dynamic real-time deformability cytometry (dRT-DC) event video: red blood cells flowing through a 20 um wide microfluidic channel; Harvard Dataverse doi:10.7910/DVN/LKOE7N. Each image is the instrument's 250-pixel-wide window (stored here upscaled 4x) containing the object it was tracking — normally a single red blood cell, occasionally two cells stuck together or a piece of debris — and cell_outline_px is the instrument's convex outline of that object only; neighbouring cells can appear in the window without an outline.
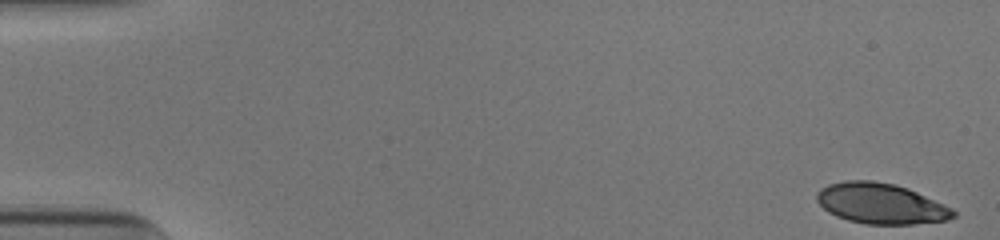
{"species": "human", "species_latin": "Homo sapiens", "temperature_condition": "cold", "stored_images_in_passage": 52, "camera_frame_rate_fps": 3000, "um_per_image_px": 0.085, "donor": {"sex": "male"}, "frame": {"image": 1, "passage_image": 1, "time_ms": 0.0, "image_size_px": [1000, 240], "cell_outline_px": [[956, 216], [948, 220], [912, 224], [864, 224], [848, 220], [836, 216], [828, 212], [816, 200], [816, 192], [820, 188], [828, 184], [844, 180], [872, 180], [896, 184], [908, 188], [944, 204], [952, 208], [956, 212]], "centroid_in_image_um": [74.86, 17.29], "position_along_channel_um": 10.1, "area_um2": 32.48}}
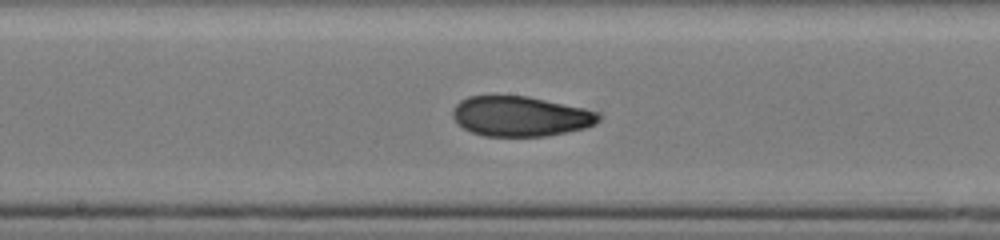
{"frame": {"image": 2, "passage_image": 28, "time_ms": 9.0, "image_size_px": [1000, 240], "cell_outline_px": [[600, 120], [596, 124], [584, 128], [544, 136], [484, 136], [472, 132], [464, 128], [452, 116], [452, 108], [460, 100], [468, 96], [528, 96], [600, 112]], "centroid_in_image_um": [44.23, 9.88], "position_along_channel_um": 204.0, "area_um2": 33.87}}
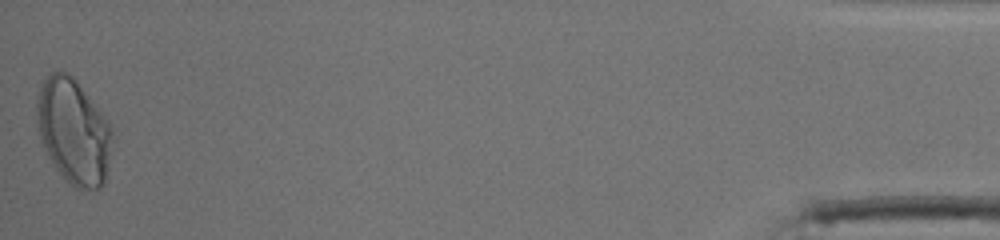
{"frame": {"image": 3, "passage_image": 52, "time_ms": 17.0, "image_size_px": [1000, 240], "cell_outline_px": [[112, 136], [104, 184], [100, 188], [76, 188], [64, 180], [48, 156], [44, 148], [40, 136], [36, 112], [36, 96], [40, 84], [52, 72], [68, 72], [76, 80], [100, 112], [108, 124], [112, 132]], "centroid_in_image_um": [6.2, 11.16], "position_along_channel_um": 429.0, "area_um2": 45.43}, "authors_computed_cell_mechanics": {"area_um2": 34.2465, "velocity_mm_per_s": 3.9122, "shape_relaxation_time_tau1_ms": 7.2542, "shape_relaxation_time_tau2_ms": 1.4267, "deformation_change_tau1": 0.2187, "deformation_change_tau2": 0.0571}}